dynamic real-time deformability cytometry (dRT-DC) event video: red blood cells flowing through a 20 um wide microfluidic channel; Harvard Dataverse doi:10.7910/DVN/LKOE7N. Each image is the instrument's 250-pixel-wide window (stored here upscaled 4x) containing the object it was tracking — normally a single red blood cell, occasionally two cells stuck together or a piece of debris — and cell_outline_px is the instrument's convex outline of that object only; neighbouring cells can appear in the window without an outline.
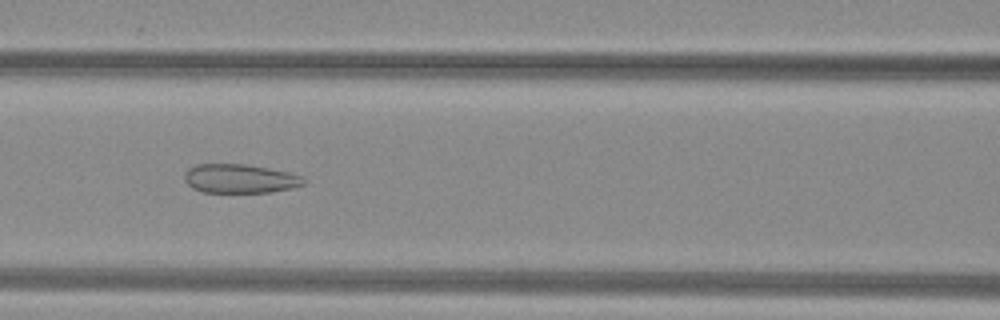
{"species": "common noctule bat (a hibernating species)", "species_latin": "Nyctalus noctula", "temperature_condition": "warm", "stored_images_in_passage": 36, "camera_frame_rate_fps": 3000, "um_per_image_px": 0.085, "animal": {"sex": "female", "body_mass_g": 29.2, "forearm_length_mm": 56.3}, "frame": {"image": 1, "passage_image": 8, "time_ms": 2.333, "image_size_px": [1000, 320], "cell_outline_px": [[308, 180], [304, 184], [292, 188], [272, 192], [200, 192], [192, 188], [184, 180], [184, 172], [188, 168], [196, 164], [244, 164], [268, 168], [288, 172], [304, 176]], "centroid_in_image_um": [20.4, 15.18], "position_along_channel_um": 146.2, "area_um2": 20.35}}
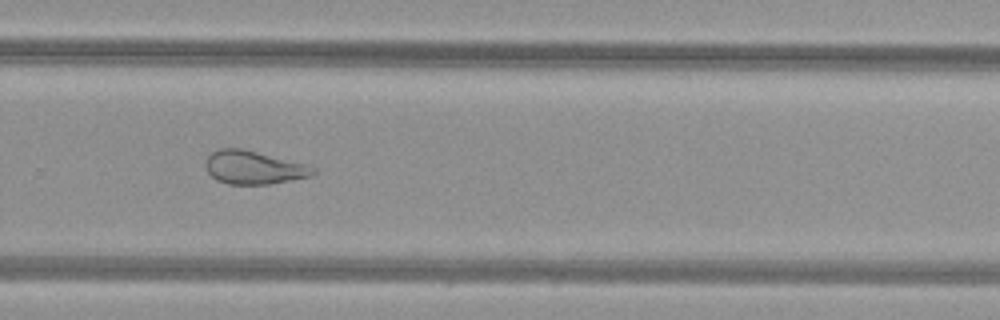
{"frame": {"image": 2, "passage_image": 20, "time_ms": 6.333, "image_size_px": [1000, 320], "cell_outline_px": [[316, 172], [312, 176], [268, 184], [228, 184], [216, 180], [208, 172], [204, 164], [204, 160], [216, 148], [240, 148], [304, 164], [316, 168]], "centroid_in_image_um": [21.51, 14.24], "position_along_channel_um": 308.3, "area_um2": 20.69}}
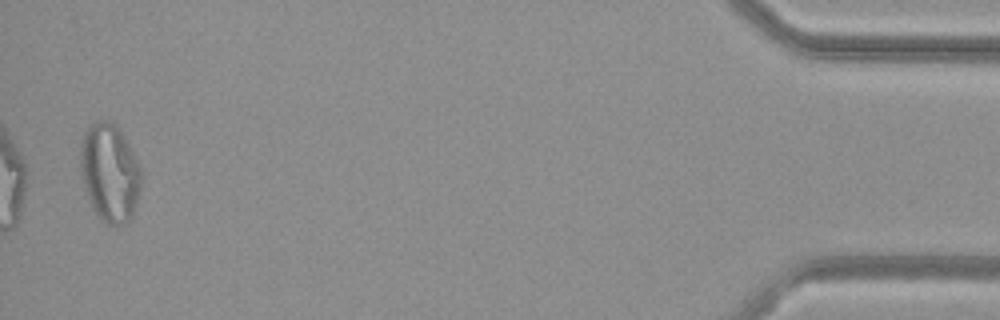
{"frame": {"image": 3, "passage_image": 35, "time_ms": 11.333, "image_size_px": [1000, 320], "cell_outline_px": [[144, 176], [136, 208], [132, 216], [124, 224], [108, 224], [100, 220], [92, 208], [84, 184], [80, 168], [80, 144], [84, 132], [96, 120], [112, 120], [116, 124], [128, 144]], "centroid_in_image_um": [9.34, 14.68], "position_along_channel_um": 425.9, "area_um2": 35.03}, "authors_computed_cell_mechanics": {"area_um2": 22.6576, "velocity_mm_per_s": 4.068, "shape_relaxation_time_tau1_ms": null, "shape_relaxation_time_tau2_ms": 1.3015, "deformation_change_tau1": null, "deformation_change_tau2": 0.0901}}